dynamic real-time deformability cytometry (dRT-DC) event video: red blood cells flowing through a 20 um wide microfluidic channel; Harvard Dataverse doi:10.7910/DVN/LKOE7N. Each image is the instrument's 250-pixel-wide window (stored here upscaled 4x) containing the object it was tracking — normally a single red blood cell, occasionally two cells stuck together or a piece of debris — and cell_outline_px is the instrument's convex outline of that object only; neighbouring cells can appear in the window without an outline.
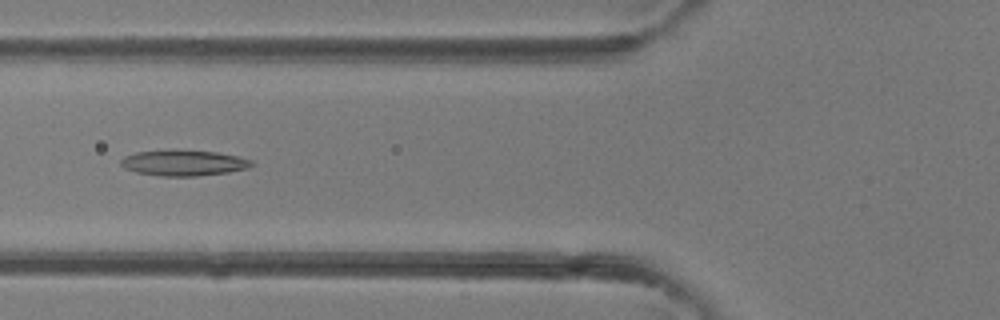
{"species": "common noctule bat (a hibernating species)", "species_latin": "Nyctalus noctula", "temperature_condition": "room temperature", "stored_images_in_passage": 5, "camera_frame_rate_fps": 3000, "um_per_image_px": 0.085, "animal": {"sex": "female"}, "frame": {"image": 1, "passage_image": 4, "time_ms": 4.333, "image_size_px": [1000, 320], "cell_outline_px": [[256, 164], [248, 168], [228, 172], [196, 176], [160, 176], [136, 172], [124, 168], [120, 164], [120, 160], [124, 156], [136, 152], [216, 152], [236, 156], [252, 160]], "centroid_in_image_um": [15.63, 13.88], "position_along_channel_um": 110.2, "area_um2": 18.9}}
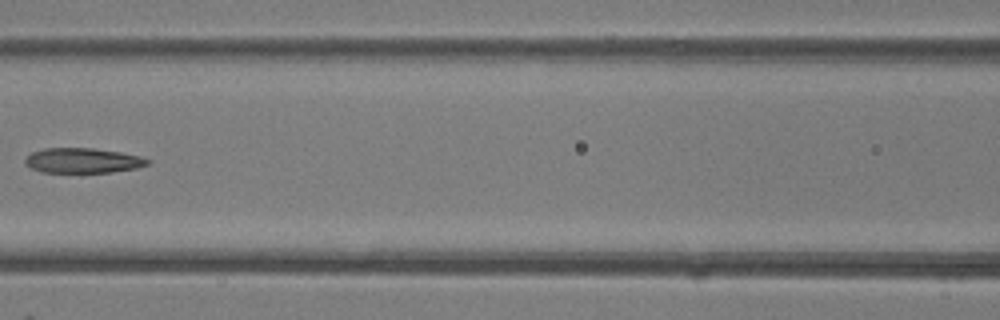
{"frame": {"image": 2, "passage_image": 5, "time_ms": 5.333, "image_size_px": [1000, 320], "cell_outline_px": [[152, 160], [148, 164], [136, 168], [112, 172], [40, 172], [24, 164], [24, 160], [32, 152], [44, 148], [92, 148], [120, 152], [140, 156]], "centroid_in_image_um": [7.03, 13.64], "position_along_channel_um": 159.6, "area_um2": 17.8}}